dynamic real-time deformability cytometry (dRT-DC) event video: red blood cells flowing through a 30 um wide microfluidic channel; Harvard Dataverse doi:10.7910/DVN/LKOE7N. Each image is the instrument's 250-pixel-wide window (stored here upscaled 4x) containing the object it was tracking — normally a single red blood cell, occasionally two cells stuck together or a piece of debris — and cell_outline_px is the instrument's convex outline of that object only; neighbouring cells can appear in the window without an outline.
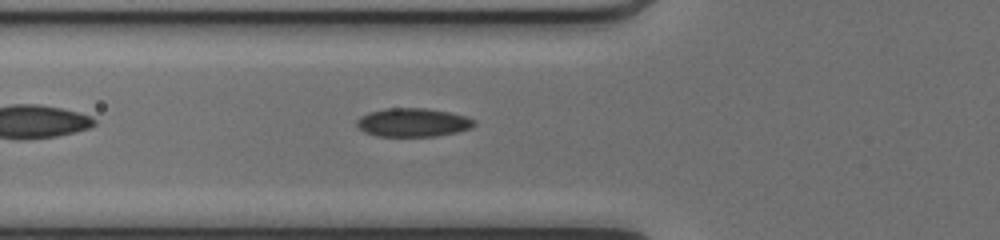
{"species": "common noctule bat (a hibernating species)", "species_latin": "Nyctalus noctula", "temperature_condition": "cold", "stored_images_in_passage": 36, "camera_frame_rate_fps": 3000, "um_per_image_px": 0.085, "animal": {"sex": "female", "body_mass_g": 17.0, "forearm_length_mm": 48.0}, "frame": {"image": 1, "passage_image": 5, "time_ms": 1.333, "image_size_px": [1000, 240], "cell_outline_px": [[476, 124], [472, 128], [456, 132], [436, 136], [376, 136], [364, 132], [356, 124], [356, 120], [360, 116], [368, 112], [384, 108], [424, 108], [448, 112], [464, 116], [476, 120]], "centroid_in_image_um": [35.08, 10.41], "position_along_channel_um": 90.7, "area_um2": 19.59}}
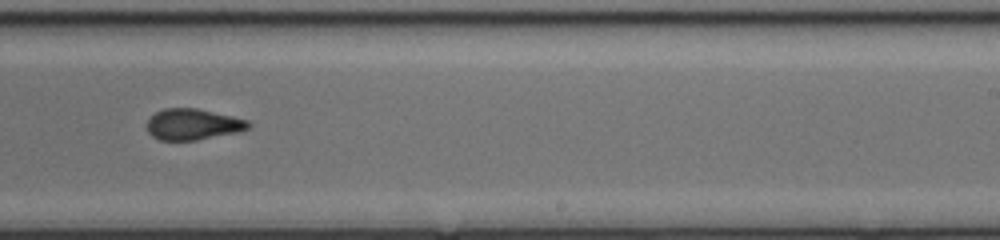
{"frame": {"image": 2, "passage_image": 18, "time_ms": 5.667, "image_size_px": [1000, 240], "cell_outline_px": [[252, 124], [248, 128], [236, 132], [196, 140], [160, 140], [152, 136], [148, 132], [148, 120], [156, 112], [164, 108], [196, 108], [232, 116], [248, 120]], "centroid_in_image_um": [16.39, 10.56], "position_along_channel_um": 272.6, "area_um2": 18.15}}
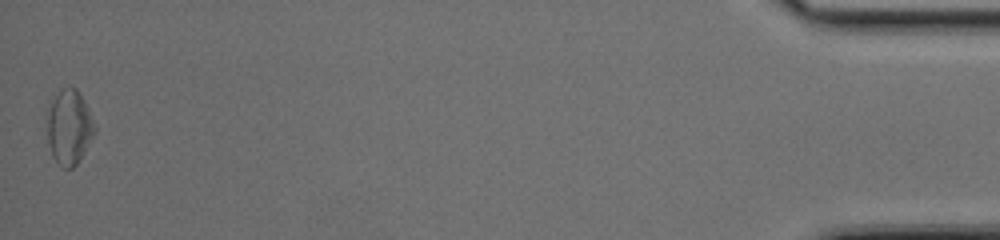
{"frame": {"image": 3, "passage_image": 36, "time_ms": 11.667, "image_size_px": [1000, 240], "cell_outline_px": [[96, 132], [84, 152], [76, 164], [72, 168], [64, 168], [52, 156], [48, 144], [48, 112], [52, 100], [60, 88], [76, 88], [80, 92], [88, 108], [96, 128]], "centroid_in_image_um": [5.89, 10.8], "position_along_channel_um": 429.3, "area_um2": 20.46}, "authors_computed_cell_mechanics": {"area_um2": 19.1318, "velocity_mm_per_s": 4.1919, "shape_relaxation_time_tau1_ms": null, "shape_relaxation_time_tau2_ms": 2.2, "deformation_change_tau1": null, "deformation_change_tau2": 0.0788}}